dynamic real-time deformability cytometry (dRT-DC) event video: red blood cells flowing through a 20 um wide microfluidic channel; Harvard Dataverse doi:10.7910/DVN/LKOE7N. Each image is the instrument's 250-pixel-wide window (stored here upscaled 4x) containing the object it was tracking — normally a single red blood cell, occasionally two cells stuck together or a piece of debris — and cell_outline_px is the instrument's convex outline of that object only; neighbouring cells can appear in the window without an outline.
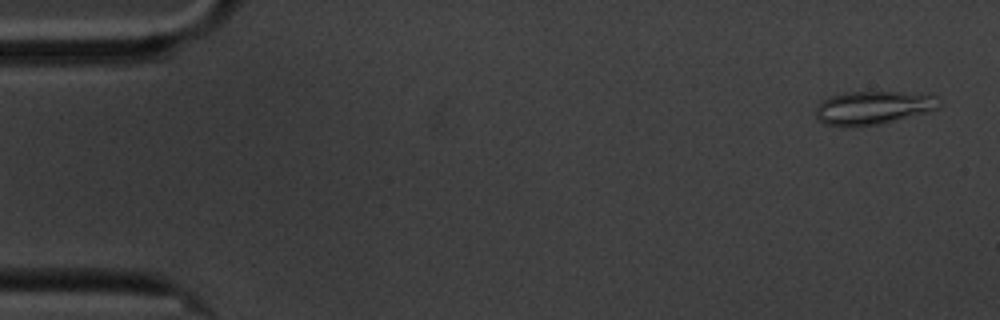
{"species": "common noctule bat (a hibernating species)", "species_latin": "Nyctalus noctula", "temperature_condition": "cold", "stored_images_in_passage": 17, "segment_of_instrument_passage": [1, 2], "camera_frame_rate_fps": 3000, "um_per_image_px": 0.085, "animal": {"sex": "male", "body_mass_g": 20.1, "forearm_length_mm": 53.5}, "frame": {"image": 1, "passage_image": 2, "time_ms": 0.333, "image_size_px": [1000, 320], "cell_outline_px": [[936, 108], [924, 112], [880, 124], [824, 124], [816, 116], [816, 108], [824, 100], [832, 96], [844, 92], [904, 92], [936, 96]], "centroid_in_image_um": [74.18, 9.12], "position_along_channel_um": 10.8, "area_um2": 22.72}}
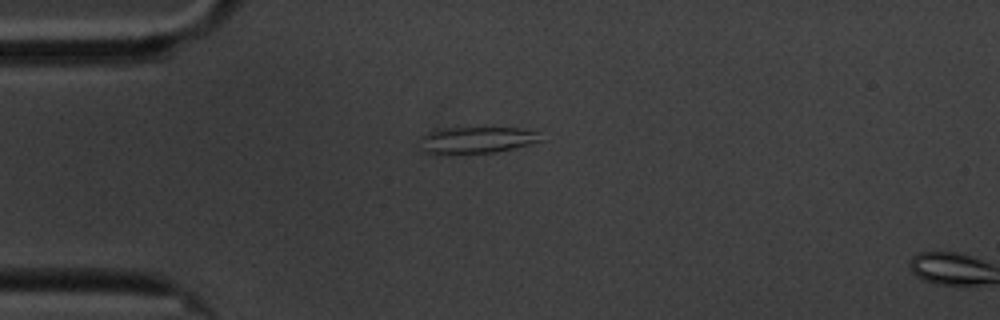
{"frame": {"image": 2, "passage_image": 14, "time_ms": 4.333, "image_size_px": [1000, 320], "cell_outline_px": [[544, 140], [512, 148], [492, 152], [424, 152], [420, 148], [416, 140], [420, 136], [428, 132], [444, 128], [516, 128], [536, 132]], "centroid_in_image_um": [40.44, 11.87], "position_along_channel_um": 44.6, "area_um2": 18.15}}